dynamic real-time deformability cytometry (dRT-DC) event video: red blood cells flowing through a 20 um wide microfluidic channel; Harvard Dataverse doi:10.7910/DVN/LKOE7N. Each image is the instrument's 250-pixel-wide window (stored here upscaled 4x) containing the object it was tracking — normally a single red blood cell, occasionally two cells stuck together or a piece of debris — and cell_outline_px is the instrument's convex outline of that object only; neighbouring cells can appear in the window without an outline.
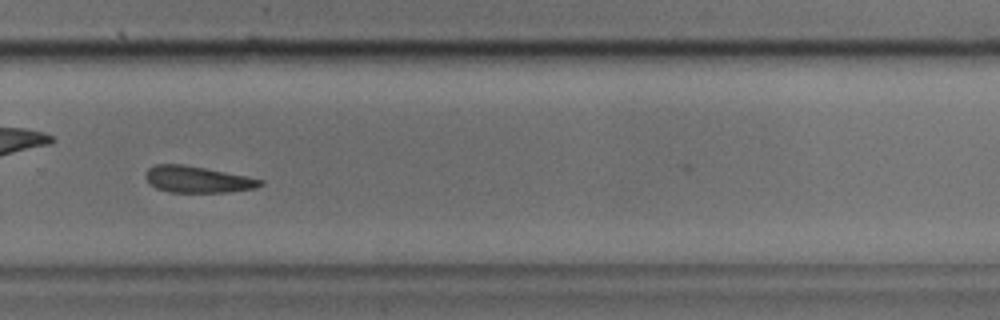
{"species": "common noctule bat (a hibernating species)", "species_latin": "Nyctalus noctula", "temperature_condition": "cold", "stored_images_in_passage": 34, "camera_frame_rate_fps": 3000, "um_per_image_px": 0.085, "animal": {"sex": "male", "body_mass_g": 17.9, "forearm_length_mm": 54.2}, "frame": {"image": 1, "passage_image": 24, "time_ms": 7.667, "image_size_px": [1000, 320], "cell_outline_px": [[264, 184], [256, 188], [228, 192], [168, 192], [156, 188], [148, 184], [144, 176], [148, 168], [156, 164], [184, 164], [248, 176], [264, 180]], "centroid_in_image_um": [16.78, 15.25], "position_along_channel_um": 313.0, "area_um2": 17.92}}